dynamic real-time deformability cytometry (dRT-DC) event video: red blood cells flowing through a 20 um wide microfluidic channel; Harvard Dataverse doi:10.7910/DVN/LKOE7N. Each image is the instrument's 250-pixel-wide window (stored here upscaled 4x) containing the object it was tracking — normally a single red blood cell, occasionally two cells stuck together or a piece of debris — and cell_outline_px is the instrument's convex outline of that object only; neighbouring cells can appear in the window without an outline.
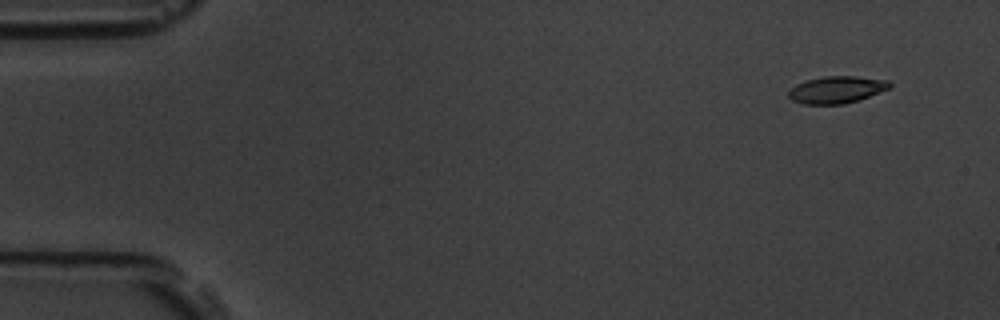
{"species": "common noctule bat (a hibernating species)", "species_latin": "Nyctalus noctula", "temperature_condition": "room temperature", "stored_images_in_passage": 6, "camera_frame_rate_fps": 3000, "um_per_image_px": 0.085, "animal": {"sex": "male", "body_mass_g": 19.5, "forearm_length_mm": 54.6}, "frame": {"image": 1, "passage_image": 1, "time_ms": 0.0, "image_size_px": [1000, 320], "cell_outline_px": [[892, 88], [844, 104], [804, 104], [792, 100], [788, 96], [788, 92], [796, 84], [808, 80], [824, 76], [856, 76], [888, 80], [892, 84]], "centroid_in_image_um": [71.13, 7.62], "position_along_channel_um": 13.9, "area_um2": 15.84}}
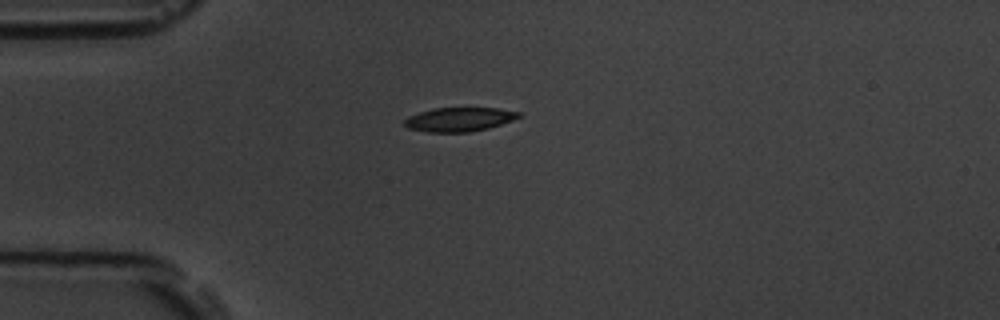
{"frame": {"image": 2, "passage_image": 4, "time_ms": 3.667, "image_size_px": [1000, 320], "cell_outline_px": [[520, 116], [512, 120], [488, 128], [468, 132], [428, 132], [408, 128], [404, 124], [404, 120], [408, 116], [432, 108], [496, 108], [520, 112]], "centroid_in_image_um": [39.0, 10.15], "position_along_channel_um": 46.0, "area_um2": 15.84}}
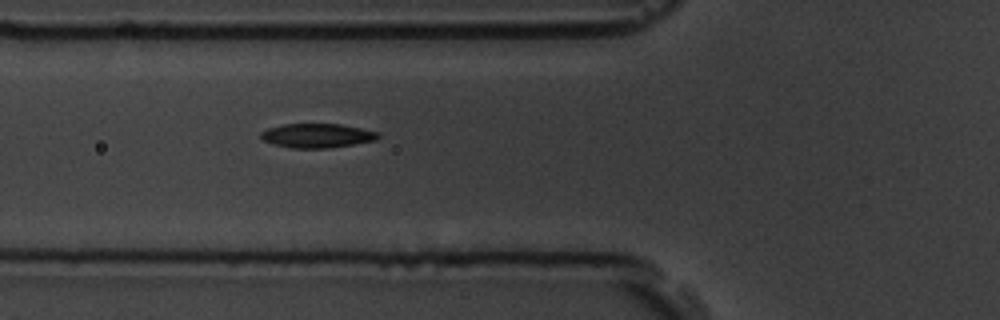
{"frame": {"image": 3, "passage_image": 6, "time_ms": 5.667, "image_size_px": [1000, 320], "cell_outline_px": [[380, 136], [376, 140], [328, 148], [292, 148], [276, 144], [264, 140], [260, 136], [260, 132], [268, 128], [284, 124], [340, 124], [380, 132]], "centroid_in_image_um": [26.97, 11.52], "position_along_channel_um": 98.8, "area_um2": 16.36}}